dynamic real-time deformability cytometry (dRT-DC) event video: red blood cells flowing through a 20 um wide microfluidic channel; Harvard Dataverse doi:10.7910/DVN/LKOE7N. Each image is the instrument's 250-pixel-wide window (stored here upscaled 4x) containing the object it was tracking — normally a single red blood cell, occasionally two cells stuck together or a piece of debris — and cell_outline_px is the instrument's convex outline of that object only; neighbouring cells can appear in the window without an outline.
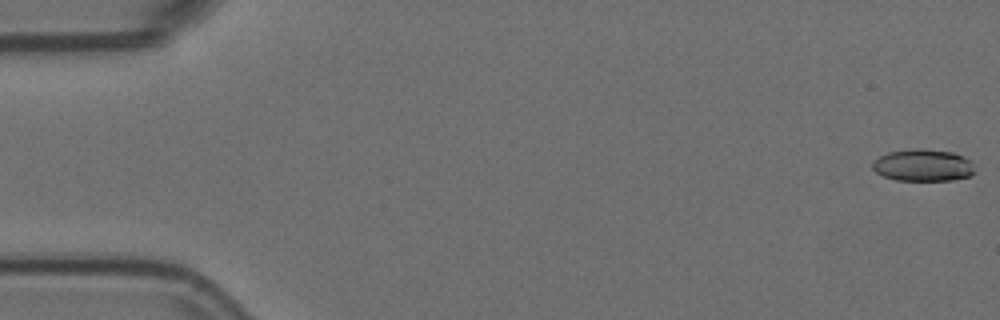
{"species": "Egyptian fruit bat (a non-hibernating species)", "species_latin": "Rousettus aegyptiacus", "temperature_condition": "room temperature", "stored_images_in_passage": 7, "camera_frame_rate_fps": 3000, "um_per_image_px": 0.085, "animal": {"sex": "female"}, "frame": {"image": 1, "passage_image": 1, "time_ms": 0.0, "image_size_px": [1000, 320], "cell_outline_px": [[976, 172], [972, 176], [952, 180], [896, 180], [884, 176], [876, 172], [872, 168], [872, 160], [888, 152], [916, 148], [924, 148], [952, 152], [964, 156], [972, 160]], "centroid_in_image_um": [78.5, 14.04], "position_along_channel_um": 6.5, "area_um2": 19.42}}
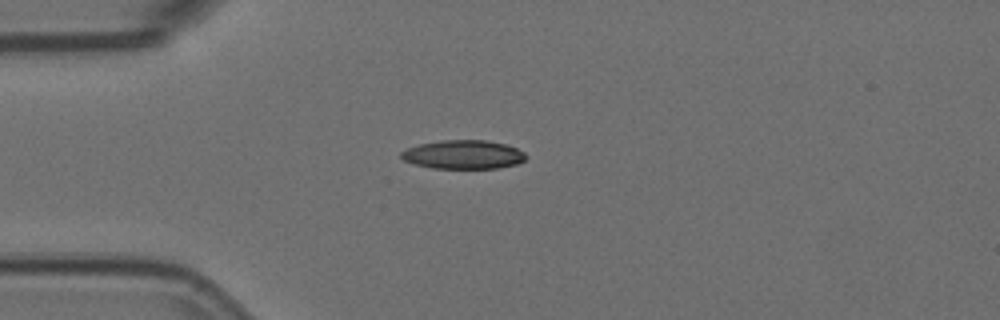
{"frame": {"image": 2, "passage_image": 5, "time_ms": 1.333, "image_size_px": [1000, 320], "cell_outline_px": [[528, 156], [524, 160], [516, 164], [496, 168], [432, 168], [416, 164], [404, 160], [400, 156], [400, 152], [408, 148], [420, 144], [440, 140], [488, 140], [504, 144], [516, 148], [524, 152]], "centroid_in_image_um": [39.39, 13.13], "position_along_channel_um": 45.6, "area_um2": 20.81}}
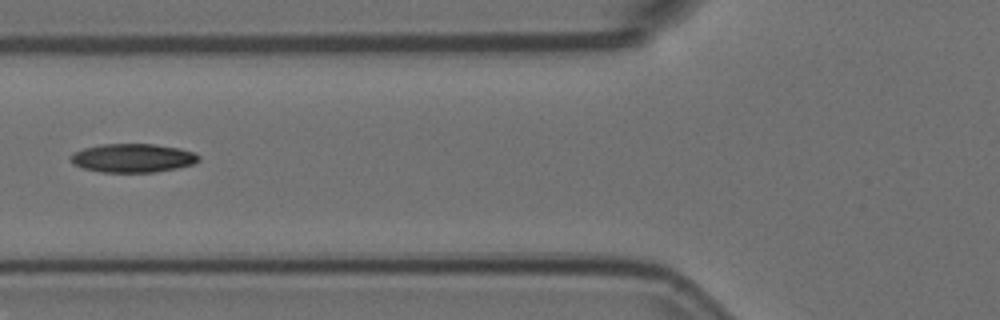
{"frame": {"image": 3, "passage_image": 7, "time_ms": 2.0, "image_size_px": [1000, 320], "cell_outline_px": [[200, 160], [192, 164], [176, 168], [156, 172], [100, 172], [84, 168], [72, 164], [68, 160], [68, 156], [72, 152], [84, 148], [100, 144], [152, 144], [180, 148], [192, 152], [200, 156]], "centroid_in_image_um": [11.22, 13.43], "position_along_channel_um": 114.6, "area_um2": 21.56}}